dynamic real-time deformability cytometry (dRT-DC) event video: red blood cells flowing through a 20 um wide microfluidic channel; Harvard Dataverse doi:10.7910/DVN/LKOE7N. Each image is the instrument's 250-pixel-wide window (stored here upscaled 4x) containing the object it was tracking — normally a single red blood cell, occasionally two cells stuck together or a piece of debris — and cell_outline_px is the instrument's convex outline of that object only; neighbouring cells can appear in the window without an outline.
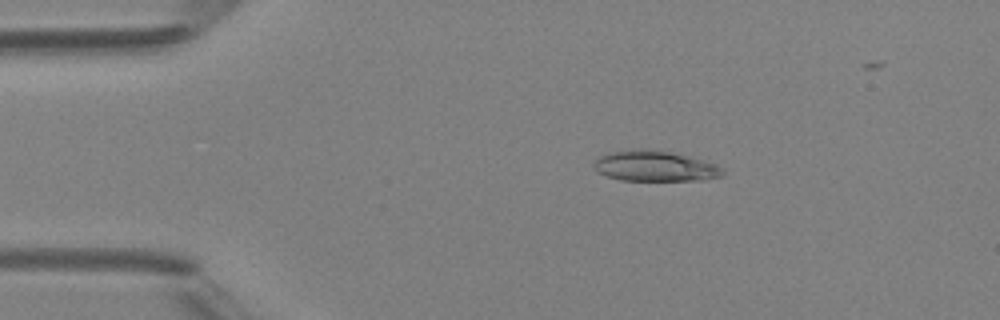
{"species": "Egyptian fruit bat (a non-hibernating species)", "species_latin": "Rousettus aegyptiacus", "temperature_condition": "room temperature", "stored_images_in_passage": 5, "camera_frame_rate_fps": 3000, "um_per_image_px": 0.085, "animal": {"sex": "female"}, "frame": {"image": 1, "passage_image": 3, "time_ms": 2.333, "image_size_px": [1000, 320], "cell_outline_px": [[724, 172], [720, 176], [704, 180], [620, 180], [596, 172], [592, 168], [592, 164], [600, 156], [608, 152], [636, 148], [644, 148], [672, 152], [688, 156], [716, 164], [724, 168]], "centroid_in_image_um": [55.63, 14.11], "position_along_channel_um": 29.4, "area_um2": 23.12}}
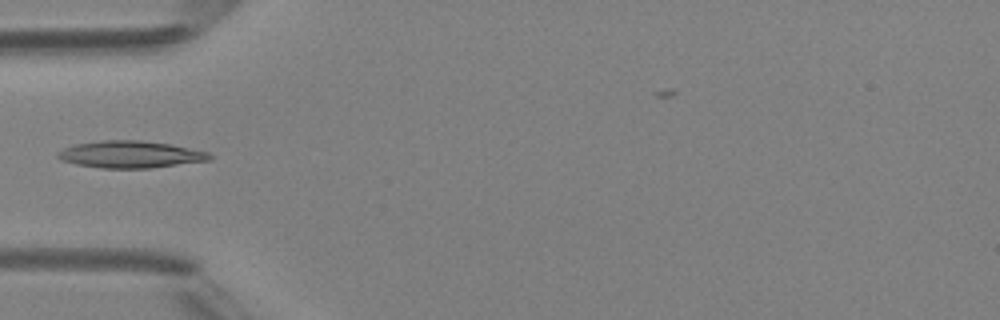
{"frame": {"image": 2, "passage_image": 5, "time_ms": 4.667, "image_size_px": [1000, 320], "cell_outline_px": [[212, 160], [148, 168], [100, 168], [76, 164], [60, 160], [56, 156], [56, 152], [72, 144], [100, 140], [140, 140], [172, 144], [208, 152], [212, 156]], "centroid_in_image_um": [11.04, 13.12], "position_along_channel_um": 74.0, "area_um2": 24.1}}